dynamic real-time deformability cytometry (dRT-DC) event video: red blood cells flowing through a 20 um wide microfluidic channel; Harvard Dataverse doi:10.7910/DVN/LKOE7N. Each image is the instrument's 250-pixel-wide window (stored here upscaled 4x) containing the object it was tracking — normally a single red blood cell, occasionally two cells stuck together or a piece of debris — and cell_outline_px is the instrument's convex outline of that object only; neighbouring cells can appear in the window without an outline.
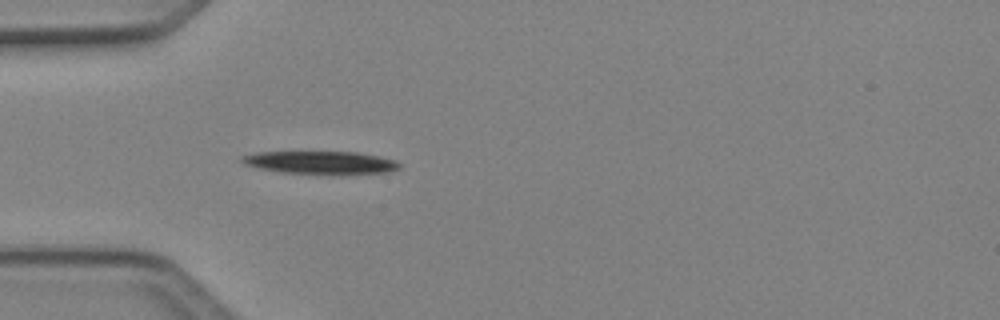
{"species": "Egyptian fruit bat (a non-hibernating species)", "species_latin": "Rousettus aegyptiacus", "temperature_condition": "cold", "stored_images_in_passage": 3, "camera_frame_rate_fps": 3000, "um_per_image_px": 0.085, "animal": {"sex": "female"}, "frame": {"image": 1, "passage_image": 3, "time_ms": 0.667, "image_size_px": [1000, 320], "cell_outline_px": [[400, 168], [388, 172], [284, 172], [260, 168], [244, 164], [240, 160], [240, 156], [256, 152], [356, 152], [396, 160], [400, 164]], "centroid_in_image_um": [27.19, 13.78], "position_along_channel_um": 57.8, "area_um2": 19.94}}